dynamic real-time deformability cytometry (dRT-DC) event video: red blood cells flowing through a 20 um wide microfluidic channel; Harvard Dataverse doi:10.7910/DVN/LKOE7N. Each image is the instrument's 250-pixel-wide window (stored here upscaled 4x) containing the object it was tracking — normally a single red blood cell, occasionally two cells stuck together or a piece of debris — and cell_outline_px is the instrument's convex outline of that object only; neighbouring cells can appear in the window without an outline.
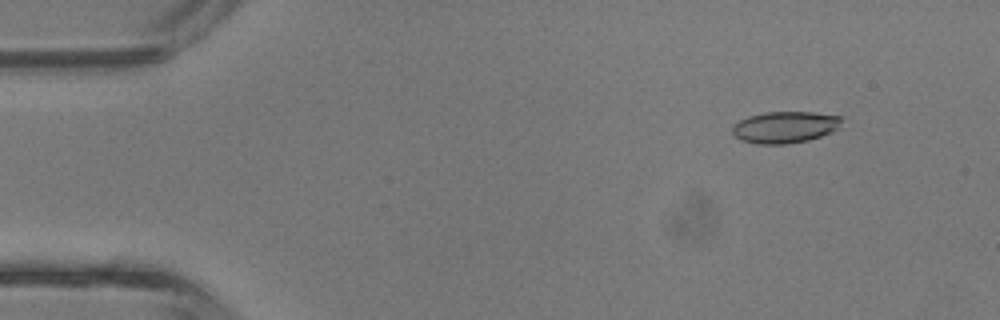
{"species": "common noctule bat (a hibernating species)", "species_latin": "Nyctalus noctula", "temperature_condition": "room temperature", "stored_images_in_passage": 43, "camera_frame_rate_fps": 3000, "um_per_image_px": 0.085, "animal": {"sex": "male", "body_mass_g": 13.3}, "frame": {"image": 1, "passage_image": 5, "time_ms": 1.333, "image_size_px": [1000, 320], "cell_outline_px": [[844, 116], [836, 128], [832, 132], [808, 140], [784, 144], [756, 144], [740, 140], [732, 136], [732, 124], [748, 116], [764, 112], [812, 112]], "centroid_in_image_um": [66.66, 10.81], "position_along_channel_um": 18.3, "area_um2": 20.29}}
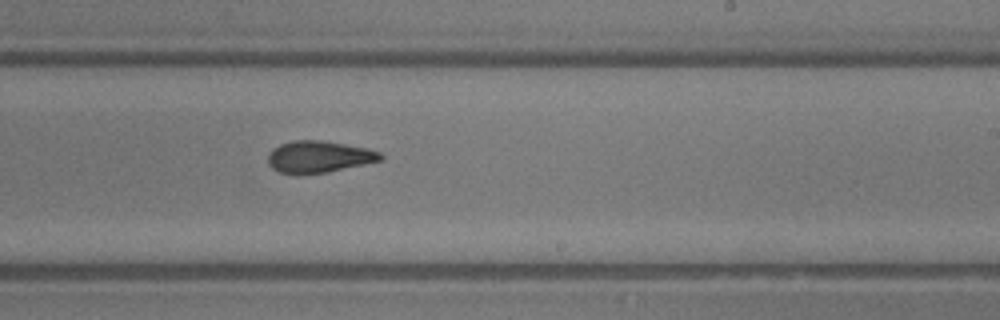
{"frame": {"image": 2, "passage_image": 26, "time_ms": 8.333, "image_size_px": [1000, 320], "cell_outline_px": [[384, 160], [328, 172], [296, 176], [280, 172], [272, 168], [268, 164], [268, 156], [272, 148], [280, 144], [292, 140], [320, 140], [368, 148], [380, 152], [384, 156]], "centroid_in_image_um": [27.1, 13.34], "position_along_channel_um": 261.9, "area_um2": 21.27}}
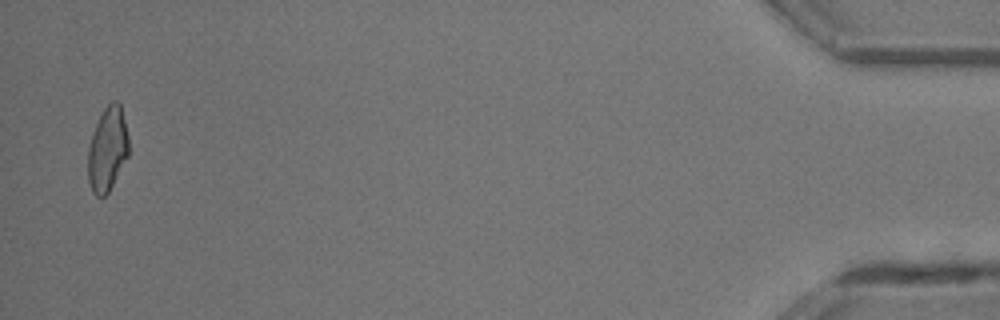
{"frame": {"image": 3, "passage_image": 42, "time_ms": 13.667, "image_size_px": [1000, 320], "cell_outline_px": [[128, 156], [108, 192], [104, 196], [96, 196], [92, 192], [88, 180], [88, 148], [96, 124], [104, 108], [112, 100], [116, 100], [120, 104], [128, 136]], "centroid_in_image_um": [9.13, 12.69], "position_along_channel_um": 426.1, "area_um2": 19.71}, "authors_computed_cell_mechanics": {"area_um2": 20.7502, "velocity_mm_per_s": 4.8416, "shape_relaxation_time_tau1_ms": 7.9604, "shape_relaxation_time_tau2_ms": 2.3839, "deformation_change_tau1": 0.2322, "deformation_change_tau2": 0.0896}}